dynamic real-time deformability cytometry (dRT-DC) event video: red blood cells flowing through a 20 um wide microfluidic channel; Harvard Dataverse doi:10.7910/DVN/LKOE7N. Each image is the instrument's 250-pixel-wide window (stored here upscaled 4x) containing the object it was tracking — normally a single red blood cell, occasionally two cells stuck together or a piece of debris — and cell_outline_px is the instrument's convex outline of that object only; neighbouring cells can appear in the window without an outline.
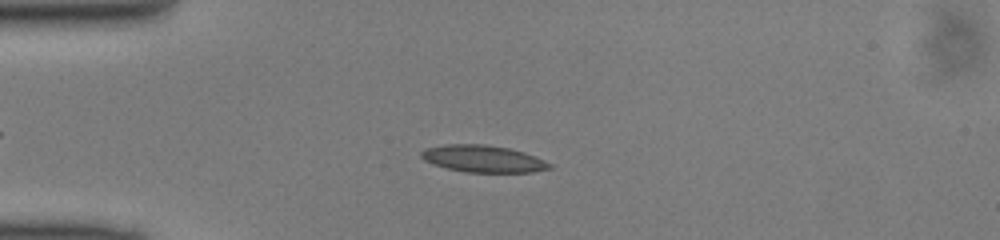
{"species": "common noctule bat (a hibernating species)", "species_latin": "Nyctalus noctula", "temperature_condition": "cold", "stored_images_in_passage": 49, "camera_frame_rate_fps": 3000, "um_per_image_px": 0.085, "animal": {"sex": "male", "body_mass_g": 13.0, "forearm_length_mm": 53.1}, "frame": {"image": 1, "passage_image": 13, "time_ms": 4.0, "image_size_px": [1000, 240], "cell_outline_px": [[552, 168], [532, 172], [464, 172], [432, 164], [424, 160], [420, 156], [420, 152], [424, 148], [444, 144], [484, 144], [508, 148], [524, 152], [544, 160], [552, 164]], "centroid_in_image_um": [41.03, 13.49], "position_along_channel_um": 44.0, "area_um2": 20.23}}
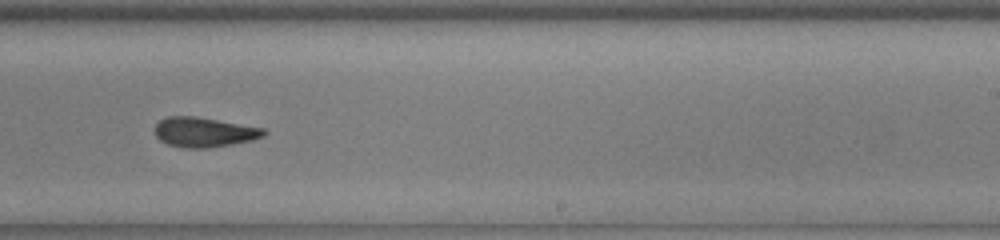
{"frame": {"image": 2, "passage_image": 31, "time_ms": 10.0, "image_size_px": [1000, 240], "cell_outline_px": [[268, 132], [264, 136], [252, 140], [232, 144], [208, 148], [184, 148], [168, 144], [160, 140], [156, 136], [156, 124], [160, 120], [168, 116], [196, 116], [264, 128]], "centroid_in_image_um": [17.37, 11.23], "position_along_channel_um": 271.6, "area_um2": 18.9}}
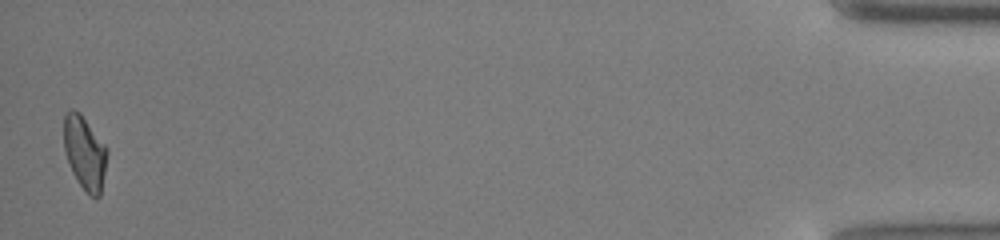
{"frame": {"image": 3, "passage_image": 49, "time_ms": 16.0, "image_size_px": [1000, 240], "cell_outline_px": [[108, 152], [100, 196], [96, 200], [88, 196], [72, 172], [64, 148], [64, 116], [72, 108], [80, 112], [108, 148]], "centroid_in_image_um": [7.22, 13.0], "position_along_channel_um": 428.0, "area_um2": 18.61}}